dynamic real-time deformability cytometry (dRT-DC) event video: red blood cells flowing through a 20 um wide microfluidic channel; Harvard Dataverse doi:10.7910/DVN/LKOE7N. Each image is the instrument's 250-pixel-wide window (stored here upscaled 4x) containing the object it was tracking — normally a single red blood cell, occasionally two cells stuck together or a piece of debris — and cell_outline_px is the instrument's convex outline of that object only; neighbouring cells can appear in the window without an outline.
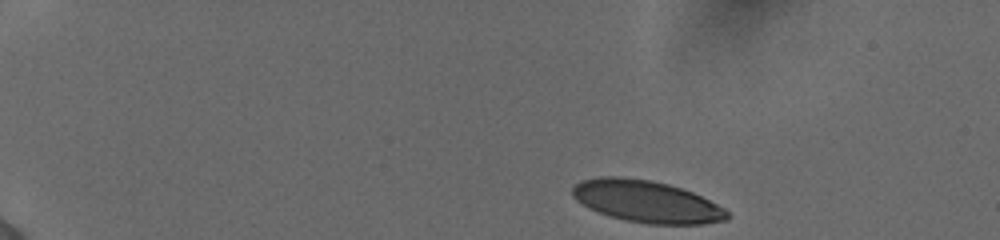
{"species": "human", "species_latin": "Homo sapiens", "temperature_condition": "cold", "stored_images_in_passage": 46, "camera_frame_rate_fps": 3000, "um_per_image_px": 0.085, "donor": {"sex": "female"}, "frame": {"image": 1, "passage_image": 1, "time_ms": 0.0, "image_size_px": [1000, 240], "cell_outline_px": [[732, 216], [728, 220], [704, 224], [648, 224], [624, 220], [588, 208], [576, 200], [572, 196], [572, 188], [580, 180], [600, 176], [620, 176], [652, 180], [668, 184], [692, 192], [724, 208]], "centroid_in_image_um": [54.95, 17.12], "position_along_channel_um": 30.0, "area_um2": 37.92}}
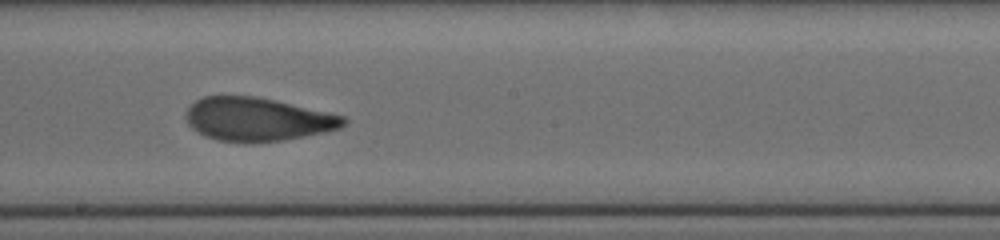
{"frame": {"image": 2, "passage_image": 25, "time_ms": 8.0, "image_size_px": [1000, 240], "cell_outline_px": [[348, 120], [340, 128], [324, 132], [284, 140], [216, 140], [204, 136], [192, 128], [188, 124], [184, 116], [188, 108], [196, 100], [204, 96], [256, 96], [276, 100], [328, 112], [344, 116]], "centroid_in_image_um": [21.87, 10.11], "position_along_channel_um": 226.3, "area_um2": 39.25}}
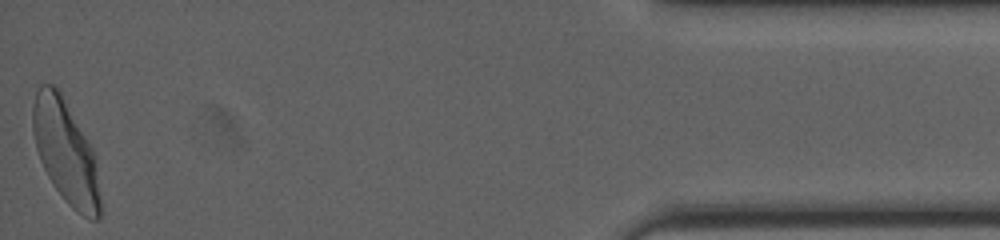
{"frame": {"image": 3, "passage_image": 46, "time_ms": 15.0, "image_size_px": [1000, 240], "cell_outline_px": [[104, 212], [100, 220], [88, 220], [72, 208], [68, 204], [56, 188], [48, 176], [40, 160], [36, 148], [32, 132], [32, 108], [36, 88], [40, 84], [52, 84], [60, 88], [92, 148], [96, 156]], "centroid_in_image_um": [5.63, 12.94], "position_along_channel_um": 429.6, "area_um2": 41.85}, "authors_computed_cell_mechanics": {"area_um2": 39.7953, "velocity_mm_per_s": 3.8633, "shape_relaxation_time_tau1_ms": 3.9209, "shape_relaxation_time_tau2_ms": 1.005, "deformation_change_tau1": 0.1696, "deformation_change_tau2": 0.0743}}